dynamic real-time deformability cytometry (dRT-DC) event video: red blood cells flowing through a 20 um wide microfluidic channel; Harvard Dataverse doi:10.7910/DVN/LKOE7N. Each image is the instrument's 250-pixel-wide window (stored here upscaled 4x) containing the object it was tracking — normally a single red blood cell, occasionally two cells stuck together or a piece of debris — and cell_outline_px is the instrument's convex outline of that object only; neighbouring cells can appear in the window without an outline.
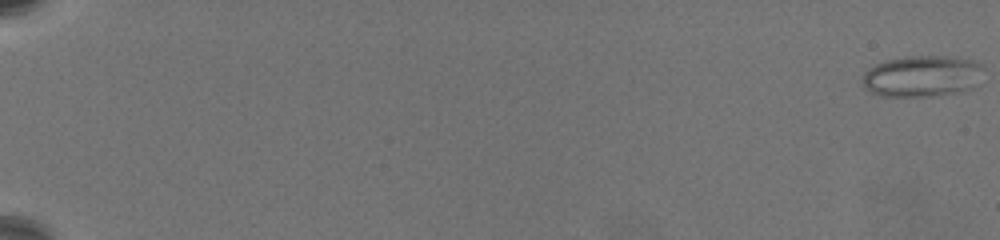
{"species": "common noctule bat (a hibernating species)", "species_latin": "Nyctalus noctula", "temperature_condition": "warm", "stored_images_in_passage": 59, "camera_frame_rate_fps": 3000, "um_per_image_px": 0.085, "animal": {"sex": "female", "body_mass_g": 19.5, "forearm_length_mm": 54.1}, "frame": {"image": 1, "passage_image": 1, "time_ms": 0.0, "image_size_px": [1000, 240], "cell_outline_px": [[984, 68], [972, 88], [960, 92], [928, 96], [880, 96], [864, 88], [860, 84], [864, 72], [868, 68], [876, 64], [888, 60], [908, 56], [948, 56], [972, 60], [980, 64]], "centroid_in_image_um": [78.33, 6.47], "position_along_channel_um": 6.7, "area_um2": 29.13}}
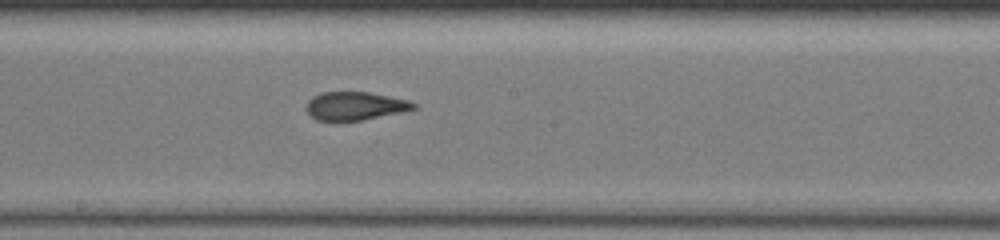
{"frame": {"image": 2, "passage_image": 40, "time_ms": 13.0, "image_size_px": [1000, 240], "cell_outline_px": [[416, 108], [400, 112], [364, 120], [316, 120], [304, 108], [308, 100], [312, 96], [324, 92], [368, 92], [408, 100], [416, 104]], "centroid_in_image_um": [30.15, 9.0], "position_along_channel_um": 218.1, "area_um2": 17.51}}
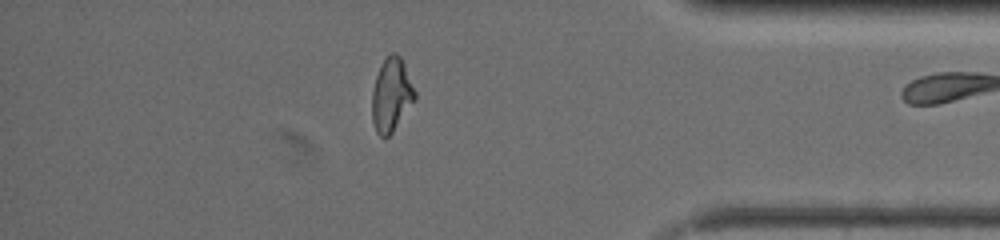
{"frame": {"image": 3, "passage_image": 58, "time_ms": 19.0, "image_size_px": [1000, 240], "cell_outline_px": [[416, 100], [392, 132], [384, 140], [376, 132], [372, 120], [372, 92], [376, 76], [380, 64], [392, 52], [396, 52], [400, 56], [404, 64], [416, 92]], "centroid_in_image_um": [33.27, 8.08], "position_along_channel_um": 401.9, "area_um2": 18.44}}